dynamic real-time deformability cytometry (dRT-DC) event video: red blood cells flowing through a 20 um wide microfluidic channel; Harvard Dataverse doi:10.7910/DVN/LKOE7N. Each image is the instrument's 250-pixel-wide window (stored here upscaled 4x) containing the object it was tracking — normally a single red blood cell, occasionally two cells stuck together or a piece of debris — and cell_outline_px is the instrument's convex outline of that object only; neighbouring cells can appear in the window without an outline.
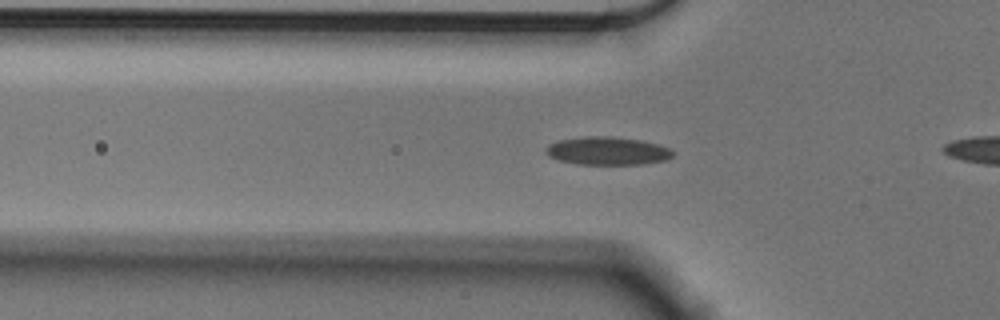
{"species": "Egyptian fruit bat (a non-hibernating species)", "species_latin": "Rousettus aegyptiacus", "temperature_condition": "cold", "stored_images_in_passage": 21, "camera_frame_rate_fps": 3000, "um_per_image_px": 0.085, "animal": {"sex": "male"}, "frame": {"image": 1, "passage_image": 18, "time_ms": 5.667, "image_size_px": [1000, 320], "cell_outline_px": [[676, 152], [668, 160], [644, 164], [576, 164], [560, 160], [548, 156], [544, 152], [544, 148], [548, 144], [560, 140], [584, 136], [612, 136], [640, 140], [656, 144], [668, 148]], "centroid_in_image_um": [51.62, 12.83], "position_along_channel_um": 74.2, "area_um2": 20.92}}